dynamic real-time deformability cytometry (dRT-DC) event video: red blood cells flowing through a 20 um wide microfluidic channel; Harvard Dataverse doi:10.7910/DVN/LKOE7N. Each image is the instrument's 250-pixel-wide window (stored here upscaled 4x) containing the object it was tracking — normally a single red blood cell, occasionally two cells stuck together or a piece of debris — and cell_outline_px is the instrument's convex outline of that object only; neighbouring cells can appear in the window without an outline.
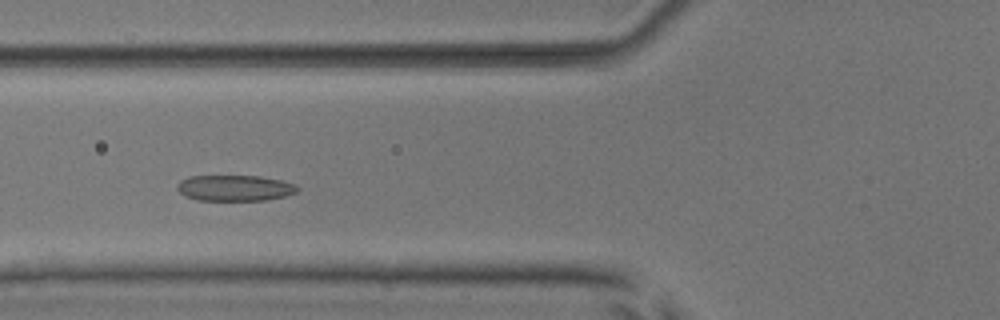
{"species": "common noctule bat (a hibernating species)", "species_latin": "Nyctalus noctula", "temperature_condition": "room temperature", "stored_images_in_passage": 5, "camera_frame_rate_fps": 3000, "um_per_image_px": 0.085, "animal": {"sex": "male", "body_mass_g": 17.9, "forearm_length_mm": 54.2}, "frame": {"image": 1, "passage_image": 3, "time_ms": 2.0, "image_size_px": [1000, 320], "cell_outline_px": [[300, 188], [296, 192], [284, 196], [264, 200], [196, 200], [184, 196], [176, 188], [176, 184], [180, 180], [188, 176], [260, 176], [280, 180], [296, 184]], "centroid_in_image_um": [19.92, 15.97], "position_along_channel_um": 105.9, "area_um2": 18.21}}
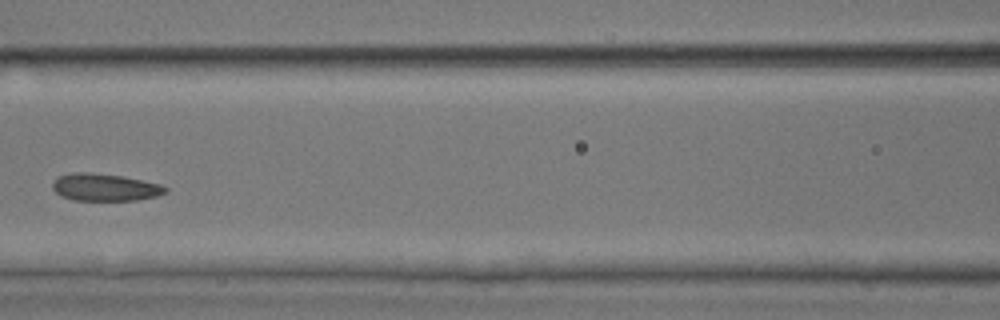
{"frame": {"image": 2, "passage_image": 4, "time_ms": 3.333, "image_size_px": [1000, 320], "cell_outline_px": [[168, 192], [156, 196], [136, 200], [72, 200], [60, 196], [52, 188], [52, 184], [56, 176], [72, 172], [88, 172], [120, 176], [160, 184], [168, 188]], "centroid_in_image_um": [8.87, 15.92], "position_along_channel_um": 157.7, "area_um2": 17.98}}
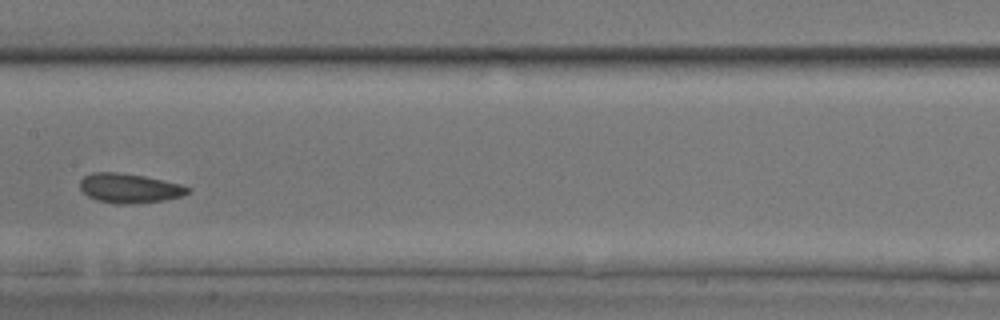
{"frame": {"image": 3, "passage_image": 5, "time_ms": 4.333, "image_size_px": [1000, 320], "cell_outline_px": [[192, 192], [180, 196], [164, 200], [136, 204], [116, 204], [96, 200], [88, 196], [80, 188], [80, 180], [84, 176], [92, 172], [116, 172], [144, 176], [180, 184], [192, 188]], "centroid_in_image_um": [11.01, 16.0], "position_along_channel_um": 196.4, "area_um2": 18.61}}